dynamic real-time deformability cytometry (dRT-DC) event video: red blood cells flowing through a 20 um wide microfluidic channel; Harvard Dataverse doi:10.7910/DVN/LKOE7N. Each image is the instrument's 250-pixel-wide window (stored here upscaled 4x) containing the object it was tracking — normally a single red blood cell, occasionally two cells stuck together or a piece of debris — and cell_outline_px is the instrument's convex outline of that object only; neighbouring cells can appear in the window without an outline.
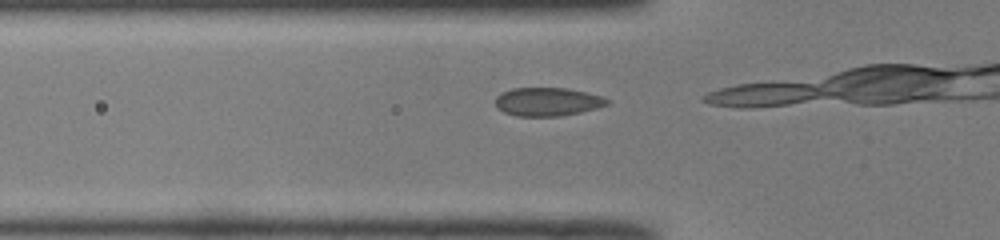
{"species": "common noctule bat (a hibernating species)", "species_latin": "Nyctalus noctula", "temperature_condition": "room temperature", "stored_images_in_passage": 4, "camera_frame_rate_fps": 3000, "um_per_image_px": 0.085, "animal": {"sex": "male", "body_mass_g": 19.0, "forearm_length_mm": 50.8}, "frame": {"image": 1, "passage_image": 3, "time_ms": 0.667, "image_size_px": [1000, 240], "cell_outline_px": [[612, 100], [608, 104], [596, 108], [580, 112], [560, 116], [516, 116], [504, 112], [496, 108], [496, 96], [512, 88], [568, 88], [600, 96]], "centroid_in_image_um": [46.53, 8.65], "position_along_channel_um": 79.3, "area_um2": 18.44}}